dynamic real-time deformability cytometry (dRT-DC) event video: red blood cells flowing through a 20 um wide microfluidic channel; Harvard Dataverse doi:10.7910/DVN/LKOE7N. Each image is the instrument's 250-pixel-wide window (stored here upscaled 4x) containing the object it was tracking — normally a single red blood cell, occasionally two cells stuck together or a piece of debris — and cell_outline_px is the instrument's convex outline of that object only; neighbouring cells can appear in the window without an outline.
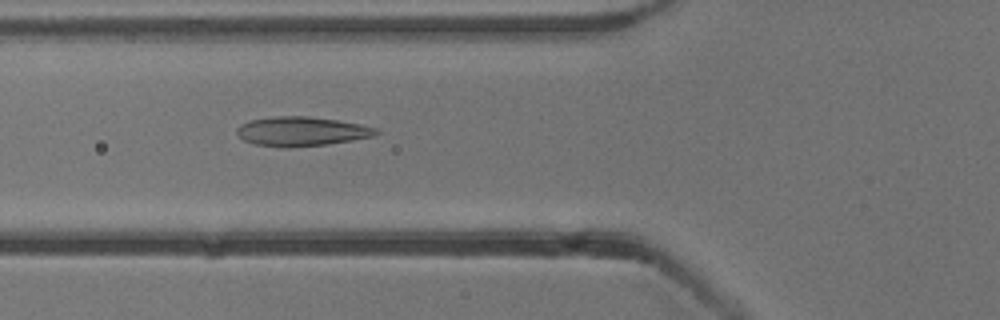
{"species": "common noctule bat (a hibernating species)", "species_latin": "Nyctalus noctula", "temperature_condition": "cold", "stored_images_in_passage": 36, "camera_frame_rate_fps": 3000, "um_per_image_px": 0.085, "animal": {"sex": "male", "body_mass_g": 13.3}, "frame": {"image": 1, "passage_image": 3, "time_ms": 0.667, "image_size_px": [1000, 320], "cell_outline_px": [[380, 132], [372, 136], [352, 140], [328, 144], [288, 148], [284, 148], [256, 144], [244, 140], [236, 132], [236, 128], [240, 124], [252, 120], [276, 116], [308, 116], [340, 120], [360, 124], [376, 128]], "centroid_in_image_um": [25.63, 11.17], "position_along_channel_um": 100.2, "area_um2": 23.76}}
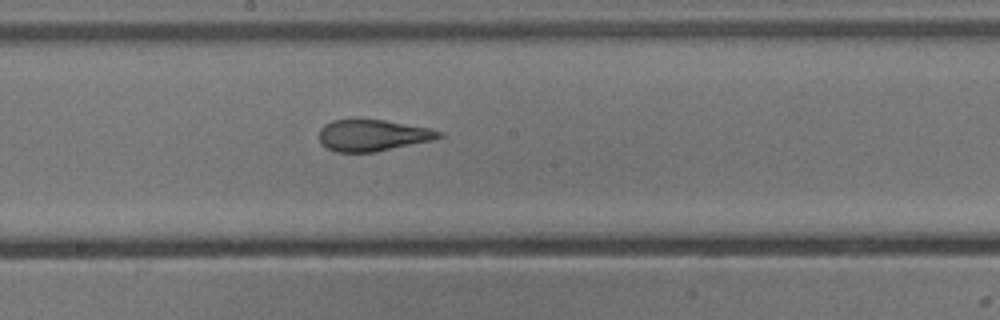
{"frame": {"image": 2, "passage_image": 12, "time_ms": 3.667, "image_size_px": [1000, 320], "cell_outline_px": [[444, 136], [436, 140], [376, 152], [336, 152], [320, 144], [320, 128], [324, 124], [332, 120], [384, 120], [428, 128], [444, 132]], "centroid_in_image_um": [31.72, 11.52], "position_along_channel_um": 216.5, "area_um2": 22.08}}
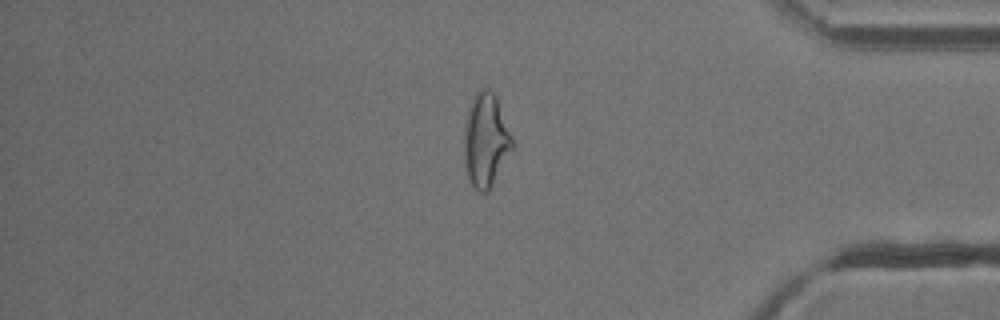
{"frame": {"image": 3, "passage_image": 28, "time_ms": 9.0, "image_size_px": [1000, 320], "cell_outline_px": [[512, 148], [488, 188], [484, 192], [480, 192], [472, 188], [468, 180], [464, 164], [464, 128], [468, 108], [476, 92], [480, 88], [488, 88], [496, 96], [512, 136]], "centroid_in_image_um": [41.24, 11.88], "position_along_channel_um": 394.0, "area_um2": 25.84}}